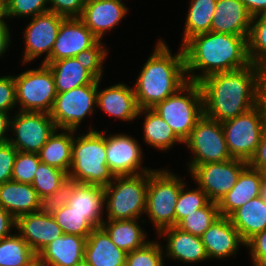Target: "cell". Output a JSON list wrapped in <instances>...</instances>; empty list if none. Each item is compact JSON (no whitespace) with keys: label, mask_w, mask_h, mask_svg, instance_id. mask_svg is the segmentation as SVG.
Wrapping results in <instances>:
<instances>
[{"label":"cell","mask_w":266,"mask_h":266,"mask_svg":"<svg viewBox=\"0 0 266 266\" xmlns=\"http://www.w3.org/2000/svg\"><path fill=\"white\" fill-rule=\"evenodd\" d=\"M264 71L252 63L233 71L216 73L199 84L204 116L223 123L258 105L259 87Z\"/></svg>","instance_id":"cell-1"},{"label":"cell","mask_w":266,"mask_h":266,"mask_svg":"<svg viewBox=\"0 0 266 266\" xmlns=\"http://www.w3.org/2000/svg\"><path fill=\"white\" fill-rule=\"evenodd\" d=\"M188 81L202 79L250 64L247 38L224 33L207 32L190 38L183 46ZM195 70L201 72L195 74ZM194 71V73H193Z\"/></svg>","instance_id":"cell-2"},{"label":"cell","mask_w":266,"mask_h":266,"mask_svg":"<svg viewBox=\"0 0 266 266\" xmlns=\"http://www.w3.org/2000/svg\"><path fill=\"white\" fill-rule=\"evenodd\" d=\"M183 48L172 55L165 42L158 40L154 52L143 65L134 93L140 109H152L170 95L176 93L187 82Z\"/></svg>","instance_id":"cell-3"},{"label":"cell","mask_w":266,"mask_h":266,"mask_svg":"<svg viewBox=\"0 0 266 266\" xmlns=\"http://www.w3.org/2000/svg\"><path fill=\"white\" fill-rule=\"evenodd\" d=\"M106 131L90 130L74 137L68 173L77 183L107 186L114 178L106 160Z\"/></svg>","instance_id":"cell-4"},{"label":"cell","mask_w":266,"mask_h":266,"mask_svg":"<svg viewBox=\"0 0 266 266\" xmlns=\"http://www.w3.org/2000/svg\"><path fill=\"white\" fill-rule=\"evenodd\" d=\"M172 128L182 143L204 116L200 84L188 81L176 93L152 108Z\"/></svg>","instance_id":"cell-5"},{"label":"cell","mask_w":266,"mask_h":266,"mask_svg":"<svg viewBox=\"0 0 266 266\" xmlns=\"http://www.w3.org/2000/svg\"><path fill=\"white\" fill-rule=\"evenodd\" d=\"M149 173L114 176L105 186L108 220L138 219L145 213Z\"/></svg>","instance_id":"cell-6"},{"label":"cell","mask_w":266,"mask_h":266,"mask_svg":"<svg viewBox=\"0 0 266 266\" xmlns=\"http://www.w3.org/2000/svg\"><path fill=\"white\" fill-rule=\"evenodd\" d=\"M177 176L164 169L149 173L145 213L158 233L175 226V206L185 183Z\"/></svg>","instance_id":"cell-7"},{"label":"cell","mask_w":266,"mask_h":266,"mask_svg":"<svg viewBox=\"0 0 266 266\" xmlns=\"http://www.w3.org/2000/svg\"><path fill=\"white\" fill-rule=\"evenodd\" d=\"M221 124L231 157L249 163L266 128L261 106L258 104L244 114Z\"/></svg>","instance_id":"cell-8"},{"label":"cell","mask_w":266,"mask_h":266,"mask_svg":"<svg viewBox=\"0 0 266 266\" xmlns=\"http://www.w3.org/2000/svg\"><path fill=\"white\" fill-rule=\"evenodd\" d=\"M19 111L50 113L57 95L51 69L41 63L37 69L14 76Z\"/></svg>","instance_id":"cell-9"},{"label":"cell","mask_w":266,"mask_h":266,"mask_svg":"<svg viewBox=\"0 0 266 266\" xmlns=\"http://www.w3.org/2000/svg\"><path fill=\"white\" fill-rule=\"evenodd\" d=\"M194 155L189 172L197 165L232 159L227 149L222 124L203 116L183 142Z\"/></svg>","instance_id":"cell-10"},{"label":"cell","mask_w":266,"mask_h":266,"mask_svg":"<svg viewBox=\"0 0 266 266\" xmlns=\"http://www.w3.org/2000/svg\"><path fill=\"white\" fill-rule=\"evenodd\" d=\"M97 105V84H87L57 93L50 117L58 130H77Z\"/></svg>","instance_id":"cell-11"},{"label":"cell","mask_w":266,"mask_h":266,"mask_svg":"<svg viewBox=\"0 0 266 266\" xmlns=\"http://www.w3.org/2000/svg\"><path fill=\"white\" fill-rule=\"evenodd\" d=\"M18 113V114H17ZM10 117V129L14 138L9 142L18 150L29 153H39L48 138L57 129L50 113L19 111Z\"/></svg>","instance_id":"cell-12"},{"label":"cell","mask_w":266,"mask_h":266,"mask_svg":"<svg viewBox=\"0 0 266 266\" xmlns=\"http://www.w3.org/2000/svg\"><path fill=\"white\" fill-rule=\"evenodd\" d=\"M247 166L246 161L232 158L227 161L197 165L190 173L195 184L207 194L208 199L218 203L233 188Z\"/></svg>","instance_id":"cell-13"},{"label":"cell","mask_w":266,"mask_h":266,"mask_svg":"<svg viewBox=\"0 0 266 266\" xmlns=\"http://www.w3.org/2000/svg\"><path fill=\"white\" fill-rule=\"evenodd\" d=\"M65 17L54 12L48 11L31 19L24 31L25 50L23 55V64L41 57L46 52L44 64L51 56V51L57 34Z\"/></svg>","instance_id":"cell-14"},{"label":"cell","mask_w":266,"mask_h":266,"mask_svg":"<svg viewBox=\"0 0 266 266\" xmlns=\"http://www.w3.org/2000/svg\"><path fill=\"white\" fill-rule=\"evenodd\" d=\"M141 149L138 141L129 135H107L106 160L111 173L114 176H131L151 172L152 169L141 166Z\"/></svg>","instance_id":"cell-15"},{"label":"cell","mask_w":266,"mask_h":266,"mask_svg":"<svg viewBox=\"0 0 266 266\" xmlns=\"http://www.w3.org/2000/svg\"><path fill=\"white\" fill-rule=\"evenodd\" d=\"M98 40L79 17L64 18L51 56L46 62L75 57L78 53L92 47Z\"/></svg>","instance_id":"cell-16"},{"label":"cell","mask_w":266,"mask_h":266,"mask_svg":"<svg viewBox=\"0 0 266 266\" xmlns=\"http://www.w3.org/2000/svg\"><path fill=\"white\" fill-rule=\"evenodd\" d=\"M15 229L36 255L64 234L54 217L41 210L19 216Z\"/></svg>","instance_id":"cell-17"},{"label":"cell","mask_w":266,"mask_h":266,"mask_svg":"<svg viewBox=\"0 0 266 266\" xmlns=\"http://www.w3.org/2000/svg\"><path fill=\"white\" fill-rule=\"evenodd\" d=\"M127 12V6L122 0H86L79 18L99 40H102L105 32L118 25Z\"/></svg>","instance_id":"cell-18"},{"label":"cell","mask_w":266,"mask_h":266,"mask_svg":"<svg viewBox=\"0 0 266 266\" xmlns=\"http://www.w3.org/2000/svg\"><path fill=\"white\" fill-rule=\"evenodd\" d=\"M201 240L208 259L232 256L241 245L245 246L239 231L233 226L229 217L225 216L217 218L202 234Z\"/></svg>","instance_id":"cell-19"},{"label":"cell","mask_w":266,"mask_h":266,"mask_svg":"<svg viewBox=\"0 0 266 266\" xmlns=\"http://www.w3.org/2000/svg\"><path fill=\"white\" fill-rule=\"evenodd\" d=\"M251 21L252 16L241 0H217L210 31L248 39Z\"/></svg>","instance_id":"cell-20"},{"label":"cell","mask_w":266,"mask_h":266,"mask_svg":"<svg viewBox=\"0 0 266 266\" xmlns=\"http://www.w3.org/2000/svg\"><path fill=\"white\" fill-rule=\"evenodd\" d=\"M97 84V106L111 117L122 119L123 121H131L138 118L139 106L134 93V88L118 83L106 89L99 90Z\"/></svg>","instance_id":"cell-21"},{"label":"cell","mask_w":266,"mask_h":266,"mask_svg":"<svg viewBox=\"0 0 266 266\" xmlns=\"http://www.w3.org/2000/svg\"><path fill=\"white\" fill-rule=\"evenodd\" d=\"M265 178L264 173L248 165L239 175L233 188L217 203L220 216L229 217L247 201L259 197Z\"/></svg>","instance_id":"cell-22"},{"label":"cell","mask_w":266,"mask_h":266,"mask_svg":"<svg viewBox=\"0 0 266 266\" xmlns=\"http://www.w3.org/2000/svg\"><path fill=\"white\" fill-rule=\"evenodd\" d=\"M85 244V237L63 234L37 255V266H74L84 259Z\"/></svg>","instance_id":"cell-23"},{"label":"cell","mask_w":266,"mask_h":266,"mask_svg":"<svg viewBox=\"0 0 266 266\" xmlns=\"http://www.w3.org/2000/svg\"><path fill=\"white\" fill-rule=\"evenodd\" d=\"M159 237L167 239L165 253L167 257L184 263H196L208 259L201 237L194 236L176 226L161 230Z\"/></svg>","instance_id":"cell-24"},{"label":"cell","mask_w":266,"mask_h":266,"mask_svg":"<svg viewBox=\"0 0 266 266\" xmlns=\"http://www.w3.org/2000/svg\"><path fill=\"white\" fill-rule=\"evenodd\" d=\"M126 256L102 227L94 228L86 238L84 260L91 266H125Z\"/></svg>","instance_id":"cell-25"},{"label":"cell","mask_w":266,"mask_h":266,"mask_svg":"<svg viewBox=\"0 0 266 266\" xmlns=\"http://www.w3.org/2000/svg\"><path fill=\"white\" fill-rule=\"evenodd\" d=\"M0 206L15 219L40 211L41 199L32 184L7 181L0 185Z\"/></svg>","instance_id":"cell-26"},{"label":"cell","mask_w":266,"mask_h":266,"mask_svg":"<svg viewBox=\"0 0 266 266\" xmlns=\"http://www.w3.org/2000/svg\"><path fill=\"white\" fill-rule=\"evenodd\" d=\"M72 210L86 216L94 227L102 226L103 208L105 205V187L93 184L76 183L68 204Z\"/></svg>","instance_id":"cell-27"},{"label":"cell","mask_w":266,"mask_h":266,"mask_svg":"<svg viewBox=\"0 0 266 266\" xmlns=\"http://www.w3.org/2000/svg\"><path fill=\"white\" fill-rule=\"evenodd\" d=\"M44 64L53 73L57 93H63L87 84H98V79L83 67L75 57L45 62Z\"/></svg>","instance_id":"cell-28"},{"label":"cell","mask_w":266,"mask_h":266,"mask_svg":"<svg viewBox=\"0 0 266 266\" xmlns=\"http://www.w3.org/2000/svg\"><path fill=\"white\" fill-rule=\"evenodd\" d=\"M229 219L246 243L254 235L266 229V202L261 196L250 199L235 210Z\"/></svg>","instance_id":"cell-29"},{"label":"cell","mask_w":266,"mask_h":266,"mask_svg":"<svg viewBox=\"0 0 266 266\" xmlns=\"http://www.w3.org/2000/svg\"><path fill=\"white\" fill-rule=\"evenodd\" d=\"M57 129L42 146L38 155L42 163L61 169L69 173L72 162L73 135L76 130H64L57 133ZM65 131V132H64Z\"/></svg>","instance_id":"cell-30"},{"label":"cell","mask_w":266,"mask_h":266,"mask_svg":"<svg viewBox=\"0 0 266 266\" xmlns=\"http://www.w3.org/2000/svg\"><path fill=\"white\" fill-rule=\"evenodd\" d=\"M138 220H104L101 227L118 248L129 253L149 242L145 240L147 234L139 225Z\"/></svg>","instance_id":"cell-31"},{"label":"cell","mask_w":266,"mask_h":266,"mask_svg":"<svg viewBox=\"0 0 266 266\" xmlns=\"http://www.w3.org/2000/svg\"><path fill=\"white\" fill-rule=\"evenodd\" d=\"M145 114L144 140L151 147L161 151L172 148L176 142L182 141L175 135L172 128L153 109H140L138 117Z\"/></svg>","instance_id":"cell-32"},{"label":"cell","mask_w":266,"mask_h":266,"mask_svg":"<svg viewBox=\"0 0 266 266\" xmlns=\"http://www.w3.org/2000/svg\"><path fill=\"white\" fill-rule=\"evenodd\" d=\"M217 0H191L186 17L181 47L193 36L211 29Z\"/></svg>","instance_id":"cell-33"},{"label":"cell","mask_w":266,"mask_h":266,"mask_svg":"<svg viewBox=\"0 0 266 266\" xmlns=\"http://www.w3.org/2000/svg\"><path fill=\"white\" fill-rule=\"evenodd\" d=\"M0 266H37V255L18 233L0 240Z\"/></svg>","instance_id":"cell-34"},{"label":"cell","mask_w":266,"mask_h":266,"mask_svg":"<svg viewBox=\"0 0 266 266\" xmlns=\"http://www.w3.org/2000/svg\"><path fill=\"white\" fill-rule=\"evenodd\" d=\"M247 44L250 63L266 72V14L252 17Z\"/></svg>","instance_id":"cell-35"},{"label":"cell","mask_w":266,"mask_h":266,"mask_svg":"<svg viewBox=\"0 0 266 266\" xmlns=\"http://www.w3.org/2000/svg\"><path fill=\"white\" fill-rule=\"evenodd\" d=\"M219 217L218 204L210 201L205 207L199 208L196 212L184 217L176 227L194 236L201 237Z\"/></svg>","instance_id":"cell-36"},{"label":"cell","mask_w":266,"mask_h":266,"mask_svg":"<svg viewBox=\"0 0 266 266\" xmlns=\"http://www.w3.org/2000/svg\"><path fill=\"white\" fill-rule=\"evenodd\" d=\"M68 174L59 168L40 162L34 174L32 187L42 200L54 193Z\"/></svg>","instance_id":"cell-37"},{"label":"cell","mask_w":266,"mask_h":266,"mask_svg":"<svg viewBox=\"0 0 266 266\" xmlns=\"http://www.w3.org/2000/svg\"><path fill=\"white\" fill-rule=\"evenodd\" d=\"M64 234H72L87 238L94 227L86 220V216L65 205L52 215Z\"/></svg>","instance_id":"cell-38"},{"label":"cell","mask_w":266,"mask_h":266,"mask_svg":"<svg viewBox=\"0 0 266 266\" xmlns=\"http://www.w3.org/2000/svg\"><path fill=\"white\" fill-rule=\"evenodd\" d=\"M186 188V183H184L175 206V226L184 217L205 207L210 202L207 194L199 186L185 191Z\"/></svg>","instance_id":"cell-39"},{"label":"cell","mask_w":266,"mask_h":266,"mask_svg":"<svg viewBox=\"0 0 266 266\" xmlns=\"http://www.w3.org/2000/svg\"><path fill=\"white\" fill-rule=\"evenodd\" d=\"M163 250L156 241H149L141 248L127 253L125 266H163Z\"/></svg>","instance_id":"cell-40"},{"label":"cell","mask_w":266,"mask_h":266,"mask_svg":"<svg viewBox=\"0 0 266 266\" xmlns=\"http://www.w3.org/2000/svg\"><path fill=\"white\" fill-rule=\"evenodd\" d=\"M40 162L37 153L18 151L13 165L12 181L32 184Z\"/></svg>","instance_id":"cell-41"},{"label":"cell","mask_w":266,"mask_h":266,"mask_svg":"<svg viewBox=\"0 0 266 266\" xmlns=\"http://www.w3.org/2000/svg\"><path fill=\"white\" fill-rule=\"evenodd\" d=\"M77 181L67 176L60 184V187L51 195L41 200V211L45 214L53 215L62 207L68 204Z\"/></svg>","instance_id":"cell-42"},{"label":"cell","mask_w":266,"mask_h":266,"mask_svg":"<svg viewBox=\"0 0 266 266\" xmlns=\"http://www.w3.org/2000/svg\"><path fill=\"white\" fill-rule=\"evenodd\" d=\"M102 40H98L92 47L78 53L75 58L89 70L98 80L103 74V62L106 59L108 48L104 47Z\"/></svg>","instance_id":"cell-43"},{"label":"cell","mask_w":266,"mask_h":266,"mask_svg":"<svg viewBox=\"0 0 266 266\" xmlns=\"http://www.w3.org/2000/svg\"><path fill=\"white\" fill-rule=\"evenodd\" d=\"M7 18L30 17L49 11L48 0H6Z\"/></svg>","instance_id":"cell-44"},{"label":"cell","mask_w":266,"mask_h":266,"mask_svg":"<svg viewBox=\"0 0 266 266\" xmlns=\"http://www.w3.org/2000/svg\"><path fill=\"white\" fill-rule=\"evenodd\" d=\"M18 150L8 141L0 144V185L12 180Z\"/></svg>","instance_id":"cell-45"},{"label":"cell","mask_w":266,"mask_h":266,"mask_svg":"<svg viewBox=\"0 0 266 266\" xmlns=\"http://www.w3.org/2000/svg\"><path fill=\"white\" fill-rule=\"evenodd\" d=\"M86 0H48L49 11L58 15H62L65 18L80 17Z\"/></svg>","instance_id":"cell-46"},{"label":"cell","mask_w":266,"mask_h":266,"mask_svg":"<svg viewBox=\"0 0 266 266\" xmlns=\"http://www.w3.org/2000/svg\"><path fill=\"white\" fill-rule=\"evenodd\" d=\"M16 105V87L14 76L6 75L0 77V111H12Z\"/></svg>","instance_id":"cell-47"},{"label":"cell","mask_w":266,"mask_h":266,"mask_svg":"<svg viewBox=\"0 0 266 266\" xmlns=\"http://www.w3.org/2000/svg\"><path fill=\"white\" fill-rule=\"evenodd\" d=\"M245 246L251 252L253 266H266V229L250 238Z\"/></svg>","instance_id":"cell-48"},{"label":"cell","mask_w":266,"mask_h":266,"mask_svg":"<svg viewBox=\"0 0 266 266\" xmlns=\"http://www.w3.org/2000/svg\"><path fill=\"white\" fill-rule=\"evenodd\" d=\"M248 165L266 175V128L262 134L256 153L249 161Z\"/></svg>","instance_id":"cell-49"},{"label":"cell","mask_w":266,"mask_h":266,"mask_svg":"<svg viewBox=\"0 0 266 266\" xmlns=\"http://www.w3.org/2000/svg\"><path fill=\"white\" fill-rule=\"evenodd\" d=\"M16 227V219L0 206V240L11 235L12 229Z\"/></svg>","instance_id":"cell-50"},{"label":"cell","mask_w":266,"mask_h":266,"mask_svg":"<svg viewBox=\"0 0 266 266\" xmlns=\"http://www.w3.org/2000/svg\"><path fill=\"white\" fill-rule=\"evenodd\" d=\"M248 10L249 14L254 17L266 14V0H241Z\"/></svg>","instance_id":"cell-51"},{"label":"cell","mask_w":266,"mask_h":266,"mask_svg":"<svg viewBox=\"0 0 266 266\" xmlns=\"http://www.w3.org/2000/svg\"><path fill=\"white\" fill-rule=\"evenodd\" d=\"M9 112L0 111V144L9 141L10 137H6V132L12 131L10 129ZM8 130V131H7Z\"/></svg>","instance_id":"cell-52"},{"label":"cell","mask_w":266,"mask_h":266,"mask_svg":"<svg viewBox=\"0 0 266 266\" xmlns=\"http://www.w3.org/2000/svg\"><path fill=\"white\" fill-rule=\"evenodd\" d=\"M10 31L8 26H0V56L5 54V50H7L8 46L10 45Z\"/></svg>","instance_id":"cell-53"},{"label":"cell","mask_w":266,"mask_h":266,"mask_svg":"<svg viewBox=\"0 0 266 266\" xmlns=\"http://www.w3.org/2000/svg\"><path fill=\"white\" fill-rule=\"evenodd\" d=\"M258 104L261 106L263 110L264 121L266 124V72L264 73L260 83Z\"/></svg>","instance_id":"cell-54"},{"label":"cell","mask_w":266,"mask_h":266,"mask_svg":"<svg viewBox=\"0 0 266 266\" xmlns=\"http://www.w3.org/2000/svg\"><path fill=\"white\" fill-rule=\"evenodd\" d=\"M7 18L6 0H0V26H8L4 19Z\"/></svg>","instance_id":"cell-55"},{"label":"cell","mask_w":266,"mask_h":266,"mask_svg":"<svg viewBox=\"0 0 266 266\" xmlns=\"http://www.w3.org/2000/svg\"><path fill=\"white\" fill-rule=\"evenodd\" d=\"M262 199L266 202V178L262 182L261 195Z\"/></svg>","instance_id":"cell-56"},{"label":"cell","mask_w":266,"mask_h":266,"mask_svg":"<svg viewBox=\"0 0 266 266\" xmlns=\"http://www.w3.org/2000/svg\"><path fill=\"white\" fill-rule=\"evenodd\" d=\"M74 266H91V265L83 259Z\"/></svg>","instance_id":"cell-57"}]
</instances>
